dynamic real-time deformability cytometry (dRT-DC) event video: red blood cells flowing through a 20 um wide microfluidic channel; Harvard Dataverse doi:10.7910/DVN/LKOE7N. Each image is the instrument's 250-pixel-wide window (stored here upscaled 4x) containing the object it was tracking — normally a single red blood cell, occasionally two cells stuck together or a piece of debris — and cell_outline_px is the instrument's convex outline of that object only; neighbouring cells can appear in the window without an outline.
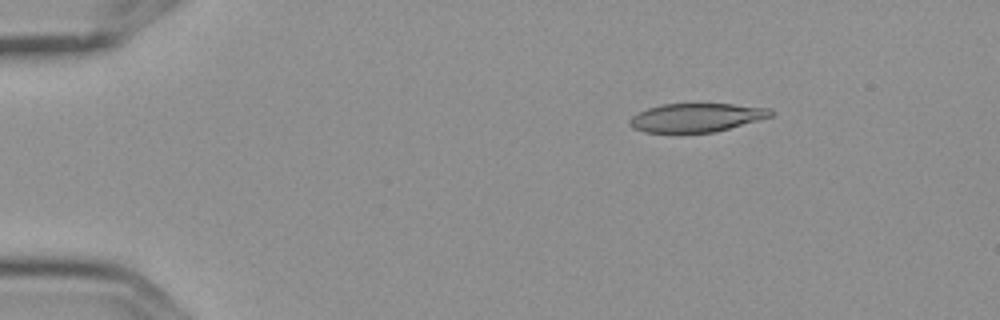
{"species": "Egyptian fruit bat (a non-hibernating species)", "species_latin": "Rousettus aegyptiacus", "temperature_condition": "cold", "stored_images_in_passage": 5, "camera_frame_rate_fps": 3000, "um_per_image_px": 0.085, "frame": {"image": 1, "passage_image": 3, "time_ms": 0.667, "image_size_px": [1000, 320], "cell_outline_px": [[772, 116], [728, 128], [712, 132], [644, 132], [632, 128], [628, 120], [632, 116], [648, 108], [664, 104], [732, 104], [768, 108], [772, 112]], "centroid_in_image_um": [59.15, 9.99], "position_along_channel_um": 25.9, "area_um2": 23.06}}